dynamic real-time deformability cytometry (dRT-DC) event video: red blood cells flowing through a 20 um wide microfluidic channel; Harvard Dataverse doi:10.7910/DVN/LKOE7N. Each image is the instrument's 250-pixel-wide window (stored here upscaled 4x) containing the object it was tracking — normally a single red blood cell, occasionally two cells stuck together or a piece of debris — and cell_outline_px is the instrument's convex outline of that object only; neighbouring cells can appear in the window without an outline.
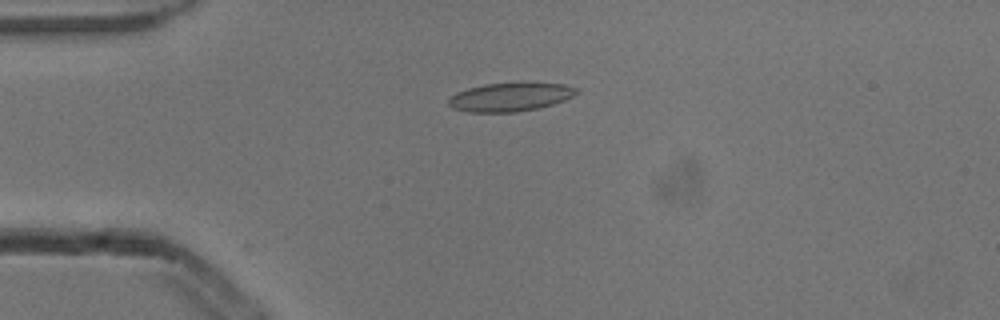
{"species": "common noctule bat (a hibernating species)", "species_latin": "Nyctalus noctula", "temperature_condition": "cold", "stored_images_in_passage": 5, "camera_frame_rate_fps": 3000, "um_per_image_px": 0.085, "animal": {"sex": "male", "body_mass_g": 13.3}, "frame": {"image": 1, "passage_image": 4, "time_ms": 1.0, "image_size_px": [1000, 320], "cell_outline_px": [[580, 92], [564, 100], [552, 104], [536, 108], [516, 112], [468, 112], [452, 108], [448, 104], [448, 100], [456, 92], [468, 88], [484, 84], [520, 80], [564, 84], [576, 88]], "centroid_in_image_um": [43.38, 8.2], "position_along_channel_um": 41.6, "area_um2": 21.96}}